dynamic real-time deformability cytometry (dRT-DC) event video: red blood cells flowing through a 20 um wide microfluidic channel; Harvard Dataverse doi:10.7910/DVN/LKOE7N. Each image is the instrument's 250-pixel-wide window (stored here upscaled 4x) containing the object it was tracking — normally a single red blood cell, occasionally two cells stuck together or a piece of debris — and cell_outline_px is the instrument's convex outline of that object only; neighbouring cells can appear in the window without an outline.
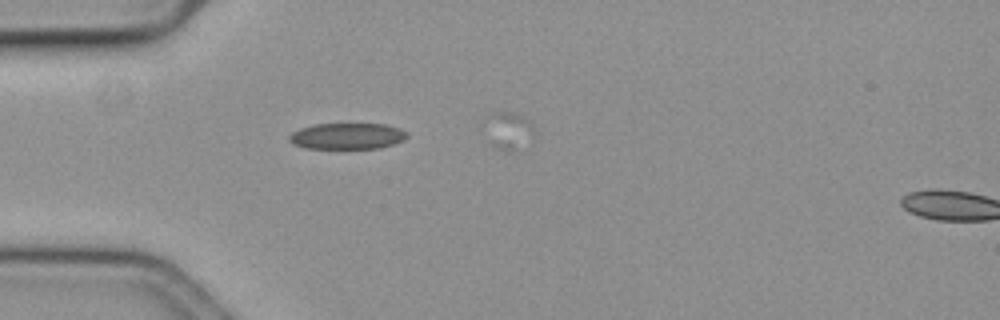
{"species": "common noctule bat (a hibernating species)", "species_latin": "Nyctalus noctula", "temperature_condition": "cold", "stored_images_in_passage": 4, "camera_frame_rate_fps": 3000, "um_per_image_px": 0.085, "animal": {"sex": "female", "body_mass_g": 19.3, "forearm_length_mm": 54.1}, "frame": {"image": 1, "passage_image": 2, "time_ms": 0.333, "image_size_px": [1000, 320], "cell_outline_px": [[408, 136], [404, 140], [380, 148], [304, 148], [292, 144], [288, 140], [288, 136], [292, 132], [300, 128], [316, 124], [384, 124], [400, 128], [408, 132]], "centroid_in_image_um": [29.5, 11.57], "position_along_channel_um": 55.5, "area_um2": 18.03}}